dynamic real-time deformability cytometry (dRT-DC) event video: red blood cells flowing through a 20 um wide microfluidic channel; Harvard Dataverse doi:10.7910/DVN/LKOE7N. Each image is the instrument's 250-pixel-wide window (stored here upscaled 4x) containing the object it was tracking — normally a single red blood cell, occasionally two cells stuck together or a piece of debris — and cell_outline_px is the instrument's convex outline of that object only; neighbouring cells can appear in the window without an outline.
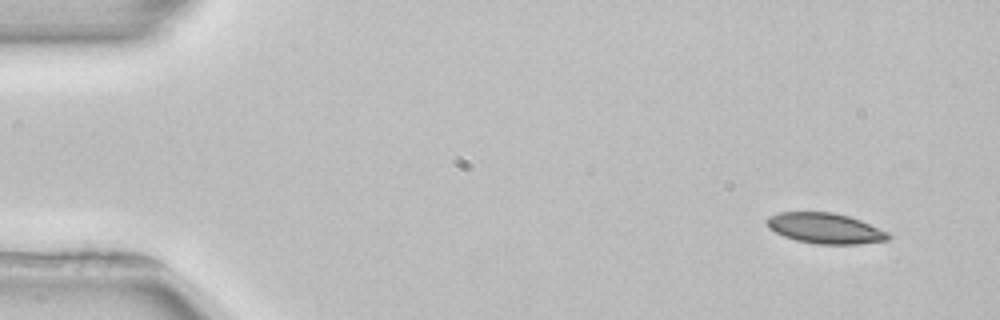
{"species": "common noctule bat (a hibernating species)", "species_latin": "Nyctalus noctula", "temperature_condition": "room temperature", "stored_images_in_passage": 4, "camera_frame_rate_fps": 3000, "um_per_image_px": 0.085, "animal": {"sex": "female", "body_mass_g": 22.7, "forearm_length_mm": 54.2}, "frame": {"image": 1, "passage_image": 1, "time_ms": 0.0, "image_size_px": [1000, 320], "cell_outline_px": [[892, 236], [888, 240], [856, 244], [820, 244], [796, 240], [784, 236], [768, 228], [764, 224], [764, 220], [768, 216], [780, 212], [832, 212], [848, 216], [860, 220], [888, 232]], "centroid_in_image_um": [70.1, 19.4], "position_along_channel_um": 14.9, "area_um2": 21.62}}
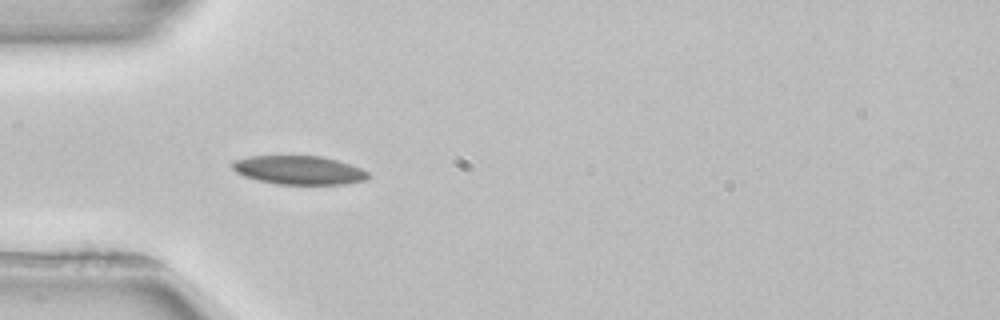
{"frame": {"image": 2, "passage_image": 3, "time_ms": 4.0, "image_size_px": [1000, 320], "cell_outline_px": [[368, 180], [344, 184], [276, 184], [244, 176], [236, 172], [232, 168], [232, 160], [248, 156], [324, 156], [360, 168], [368, 172]], "centroid_in_image_um": [25.39, 14.45], "position_along_channel_um": 59.6, "area_um2": 22.66}}